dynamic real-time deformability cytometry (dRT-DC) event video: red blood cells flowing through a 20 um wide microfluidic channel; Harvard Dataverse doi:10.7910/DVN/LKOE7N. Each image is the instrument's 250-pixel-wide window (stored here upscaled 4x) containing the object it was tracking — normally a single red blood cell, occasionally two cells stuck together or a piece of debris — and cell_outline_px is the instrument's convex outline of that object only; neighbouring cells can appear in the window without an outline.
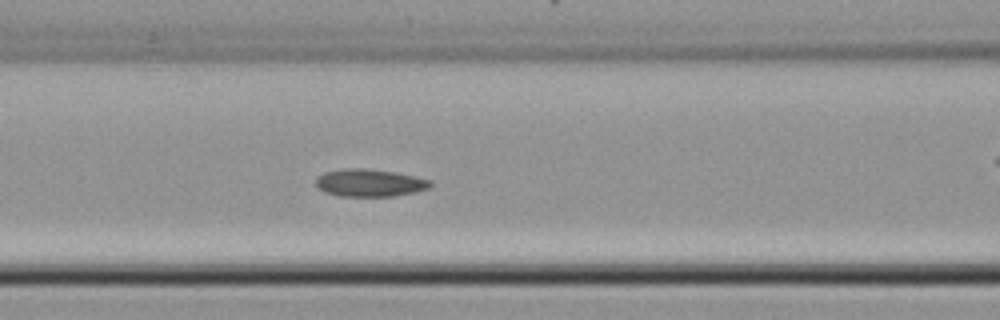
{"species": "common noctule bat (a hibernating species)", "species_latin": "Nyctalus noctula", "temperature_condition": "cold", "stored_images_in_passage": 50, "camera_frame_rate_fps": 3000, "um_per_image_px": 0.085, "animal": {"sex": "female", "body_mass_g": 22.7, "forearm_length_mm": 54.2}, "frame": {"image": 1, "passage_image": 22, "time_ms": 7.0, "image_size_px": [1000, 320], "cell_outline_px": [[428, 184], [424, 188], [384, 196], [352, 196], [328, 192], [320, 188], [316, 184], [316, 180], [320, 176], [328, 172], [388, 172], [408, 176], [424, 180]], "centroid_in_image_um": [31.31, 15.6], "position_along_channel_um": 135.3, "area_um2": 15.43}}
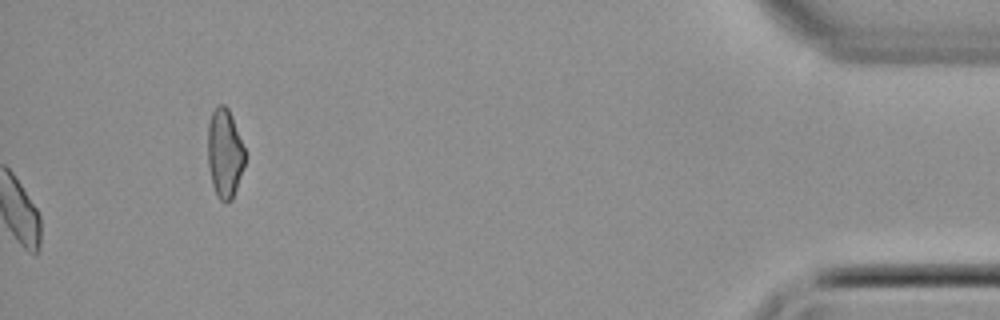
{"frame": {"image": 2, "passage_image": 50, "time_ms": 16.333, "image_size_px": [1000, 320], "cell_outline_px": [[244, 164], [232, 196], [228, 200], [220, 200], [216, 192], [212, 180], [208, 160], [208, 128], [212, 112], [220, 104], [228, 108], [244, 148]], "centroid_in_image_um": [19.08, 12.97], "position_along_channel_um": 416.1, "area_um2": 18.21}}